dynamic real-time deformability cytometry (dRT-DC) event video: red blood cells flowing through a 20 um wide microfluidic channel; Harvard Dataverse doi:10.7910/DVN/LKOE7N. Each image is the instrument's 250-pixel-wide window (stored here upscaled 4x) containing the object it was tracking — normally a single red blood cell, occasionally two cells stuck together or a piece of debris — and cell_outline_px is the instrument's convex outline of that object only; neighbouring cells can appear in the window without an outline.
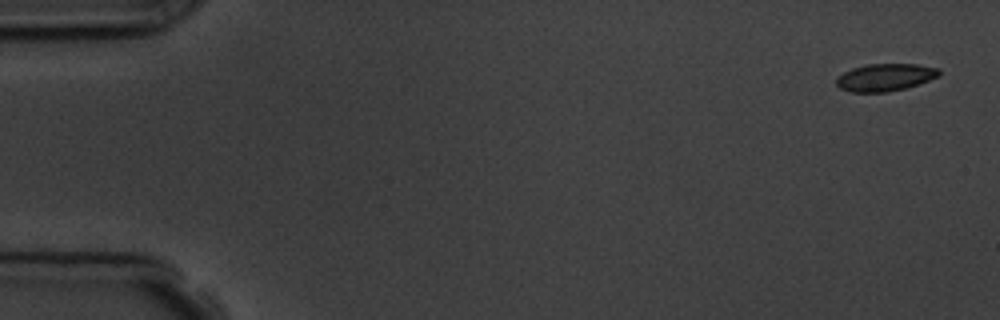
{"species": "common noctule bat (a hibernating species)", "species_latin": "Nyctalus noctula", "temperature_condition": "room temperature", "stored_images_in_passage": 11, "camera_frame_rate_fps": 3000, "um_per_image_px": 0.085, "animal": {"sex": "male", "body_mass_g": 19.5, "forearm_length_mm": 54.6}, "frame": {"image": 1, "passage_image": 1, "time_ms": 0.0, "image_size_px": [1000, 320], "cell_outline_px": [[940, 76], [904, 88], [888, 92], [852, 92], [840, 88], [836, 84], [836, 80], [844, 72], [852, 68], [868, 64], [916, 64], [940, 68]], "centroid_in_image_um": [75.25, 6.57], "position_along_channel_um": 9.8, "area_um2": 16.24}}
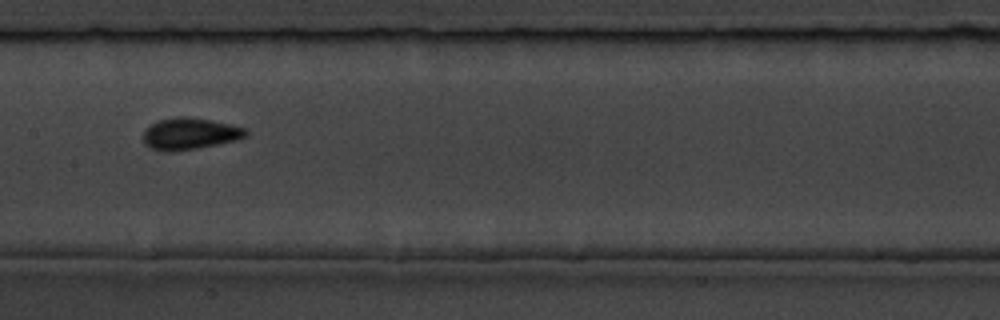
{"frame": {"image": 2, "passage_image": 8, "time_ms": 8.667, "image_size_px": [1000, 320], "cell_outline_px": [[248, 136], [240, 140], [196, 148], [172, 152], [164, 152], [152, 148], [144, 144], [144, 128], [160, 120], [176, 116], [184, 116], [232, 124], [244, 128], [248, 132]], "centroid_in_image_um": [16.15, 11.37], "position_along_channel_um": 191.2, "area_um2": 19.02}}
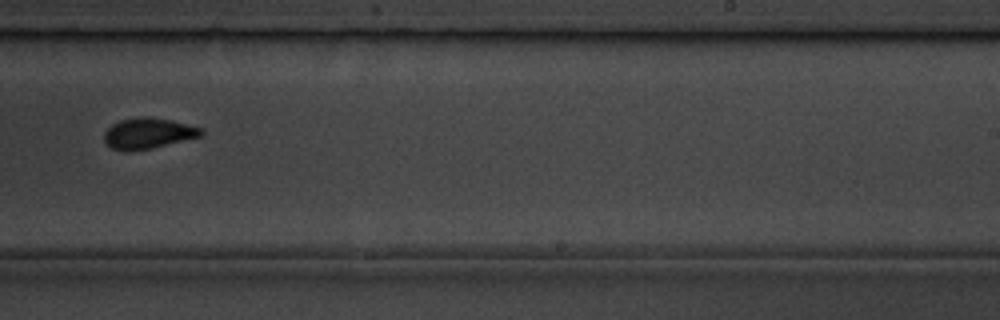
{"frame": {"image": 3, "passage_image": 10, "time_ms": 11.0, "image_size_px": [1000, 320], "cell_outline_px": [[204, 136], [152, 148], [132, 152], [124, 152], [112, 148], [104, 140], [104, 132], [112, 124], [120, 120], [140, 116], [148, 116], [172, 120], [204, 128]], "centroid_in_image_um": [12.63, 11.34], "position_along_channel_um": 276.4, "area_um2": 17.8}}